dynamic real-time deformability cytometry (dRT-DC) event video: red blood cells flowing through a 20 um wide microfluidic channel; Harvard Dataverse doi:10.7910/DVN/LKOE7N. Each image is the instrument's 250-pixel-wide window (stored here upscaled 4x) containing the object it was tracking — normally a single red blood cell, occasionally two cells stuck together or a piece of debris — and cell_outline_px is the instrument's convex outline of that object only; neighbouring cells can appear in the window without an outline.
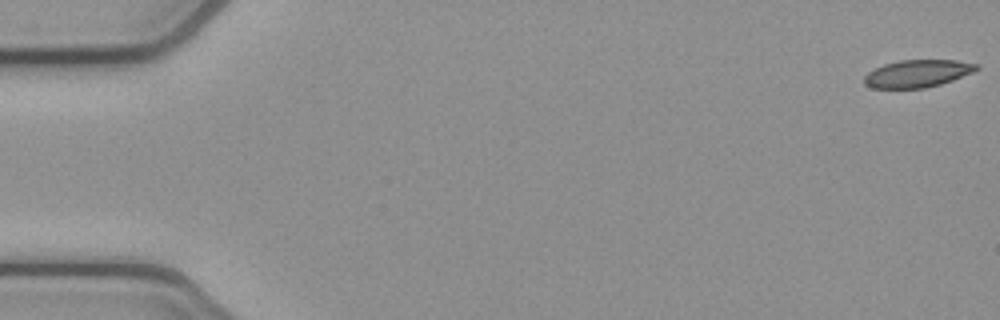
{"species": "common noctule bat (a hibernating species)", "species_latin": "Nyctalus noctula", "temperature_condition": "cold", "stored_images_in_passage": 51, "camera_frame_rate_fps": 3000, "um_per_image_px": 0.085, "animal": {"sex": "female", "body_mass_g": 21.9}, "frame": {"image": 1, "passage_image": 1, "time_ms": 0.0, "image_size_px": [1000, 320], "cell_outline_px": [[980, 68], [972, 72], [952, 80], [940, 84], [924, 88], [872, 88], [864, 84], [864, 76], [868, 72], [884, 64], [900, 60], [956, 60], [980, 64]], "centroid_in_image_um": [77.99, 6.24], "position_along_channel_um": 7.0, "area_um2": 17.92}}
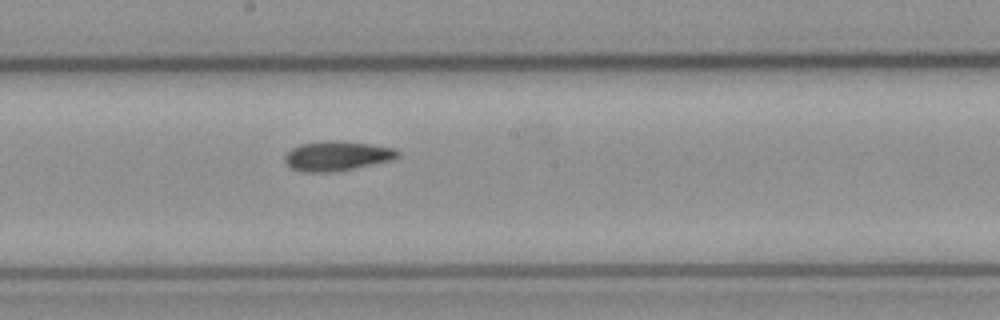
{"frame": {"image": 2, "passage_image": 29, "time_ms": 9.333, "image_size_px": [1000, 320], "cell_outline_px": [[400, 156], [392, 160], [332, 172], [300, 172], [292, 168], [284, 160], [284, 156], [292, 148], [300, 144], [328, 140], [336, 140], [368, 144], [392, 148], [400, 152]], "centroid_in_image_um": [28.61, 13.25], "position_along_channel_um": 219.6, "area_um2": 19.31}}
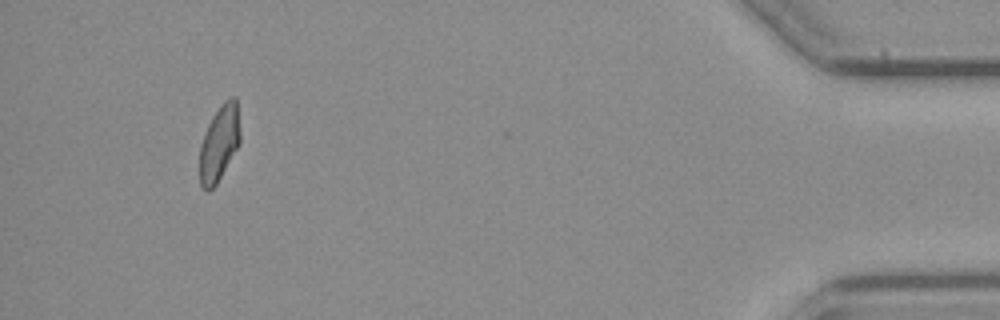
{"frame": {"image": 3, "passage_image": 50, "time_ms": 16.333, "image_size_px": [1000, 320], "cell_outline_px": [[240, 144], [216, 184], [208, 192], [200, 188], [200, 144], [208, 124], [212, 116], [224, 100], [232, 96], [236, 96], [240, 132]], "centroid_in_image_um": [18.64, 12.17], "position_along_channel_um": 416.6, "area_um2": 17.98}, "authors_computed_cell_mechanics": {"area_um2": 19.1318, "velocity_mm_per_s": 3.86, "shape_relaxation_time_tau1_ms": null, "shape_relaxation_time_tau2_ms": 4.5909, "deformation_change_tau1": null, "deformation_change_tau2": 0.1009}}